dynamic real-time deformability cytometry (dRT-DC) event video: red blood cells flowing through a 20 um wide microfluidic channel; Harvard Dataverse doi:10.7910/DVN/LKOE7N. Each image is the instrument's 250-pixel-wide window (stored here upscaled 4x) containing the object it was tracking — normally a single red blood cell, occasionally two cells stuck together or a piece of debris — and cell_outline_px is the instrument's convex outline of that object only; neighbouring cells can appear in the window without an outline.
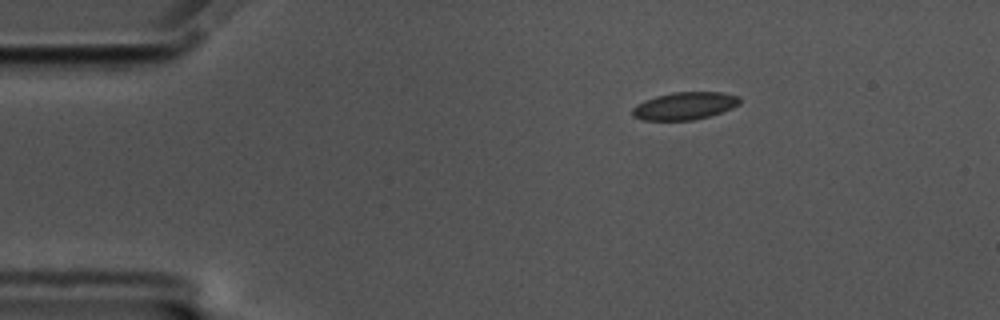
{"species": "common noctule bat (a hibernating species)", "species_latin": "Nyctalus noctula", "temperature_condition": "cold", "stored_images_in_passage": 49, "camera_frame_rate_fps": 3000, "um_per_image_px": 0.085, "animal": {"sex": "male", "body_mass_g": 17.5, "forearm_length_mm": 52.3}, "frame": {"image": 1, "passage_image": 1, "time_ms": 0.0, "image_size_px": [1000, 320], "cell_outline_px": [[740, 104], [732, 108], [708, 116], [692, 120], [644, 120], [632, 116], [632, 108], [636, 104], [644, 100], [656, 96], [672, 92], [724, 92], [740, 96]], "centroid_in_image_um": [58.19, 8.99], "position_along_channel_um": 26.8, "area_um2": 17.28}}
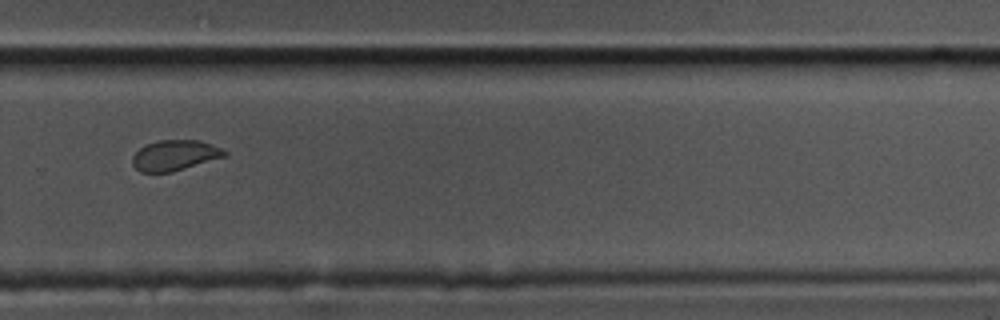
{"frame": {"image": 2, "passage_image": 31, "time_ms": 10.0, "image_size_px": [1000, 320], "cell_outline_px": [[228, 156], [172, 172], [140, 172], [132, 164], [132, 156], [144, 144], [160, 140], [200, 140], [220, 148], [228, 152]], "centroid_in_image_um": [14.86, 13.2], "position_along_channel_um": 314.9, "area_um2": 16.47}}
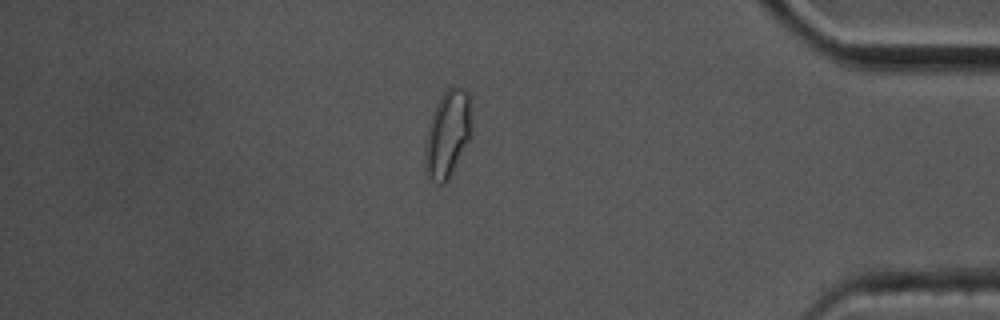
{"frame": {"image": 3, "passage_image": 41, "time_ms": 13.333, "image_size_px": [1000, 320], "cell_outline_px": [[472, 136], [448, 180], [444, 184], [440, 184], [432, 180], [428, 176], [424, 168], [424, 144], [428, 124], [432, 112], [440, 96], [452, 84], [468, 92], [472, 124]], "centroid_in_image_um": [38.03, 11.39], "position_along_channel_um": 397.2, "area_um2": 24.22}, "authors_computed_cell_mechanics": {"area_um2": 17.34, "velocity_mm_per_s": 3.4671, "shape_relaxation_time_tau1_ms": 7.1828, "shape_relaxation_time_tau2_ms": 0.7585, "deformation_change_tau1": 0.1447, "deformation_change_tau2": 0.0624}}